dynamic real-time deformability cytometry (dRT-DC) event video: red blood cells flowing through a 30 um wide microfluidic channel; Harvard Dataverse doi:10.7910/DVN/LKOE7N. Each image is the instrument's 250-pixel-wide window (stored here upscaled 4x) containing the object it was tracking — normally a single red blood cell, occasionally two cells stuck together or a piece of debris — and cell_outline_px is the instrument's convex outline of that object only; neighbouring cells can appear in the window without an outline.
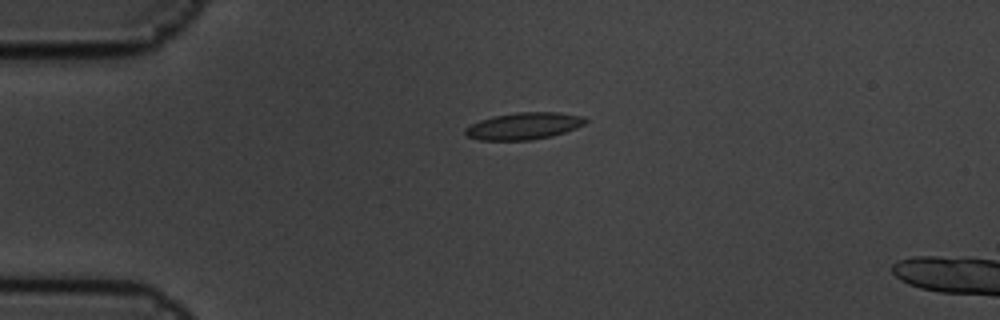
{"species": "common noctule bat (a hibernating species)", "species_latin": "Nyctalus noctula", "temperature_condition": "cold", "stored_images_in_passage": 3, "camera_frame_rate_fps": 3000, "um_per_image_px": 0.085, "animal": {"sex": "male", "body_mass_g": 19.5, "forearm_length_mm": 54.6}, "frame": {"image": 1, "passage_image": 1, "time_ms": 0.0, "image_size_px": [1000, 320], "cell_outline_px": [[588, 120], [584, 124], [576, 128], [552, 136], [532, 140], [480, 140], [468, 136], [464, 132], [464, 128], [480, 120], [492, 116], [516, 112], [556, 112], [584, 116]], "centroid_in_image_um": [44.53, 10.7], "position_along_channel_um": 40.5, "area_um2": 18.9}}